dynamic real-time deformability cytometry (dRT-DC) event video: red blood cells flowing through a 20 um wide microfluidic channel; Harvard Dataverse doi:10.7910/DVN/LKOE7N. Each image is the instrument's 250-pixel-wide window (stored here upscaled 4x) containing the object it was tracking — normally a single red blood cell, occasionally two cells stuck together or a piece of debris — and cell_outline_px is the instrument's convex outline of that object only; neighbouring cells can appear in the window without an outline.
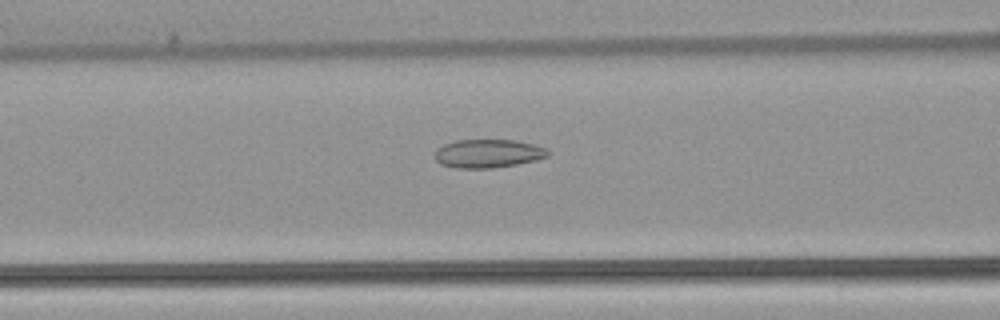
{"species": "common noctule bat (a hibernating species)", "species_latin": "Nyctalus noctula", "temperature_condition": "warm", "stored_images_in_passage": 53, "camera_frame_rate_fps": 3000, "um_per_image_px": 0.085, "animal": {"sex": "female", "body_mass_g": 22.7, "forearm_length_mm": 54.2}, "frame": {"image": 1, "passage_image": 22, "time_ms": 7.0, "image_size_px": [1000, 320], "cell_outline_px": [[548, 156], [536, 160], [516, 164], [492, 168], [456, 168], [440, 164], [436, 160], [436, 148], [444, 144], [456, 140], [516, 140], [532, 144], [544, 148], [548, 152]], "centroid_in_image_um": [41.45, 13.05], "position_along_channel_um": 125.2, "area_um2": 18.61}}
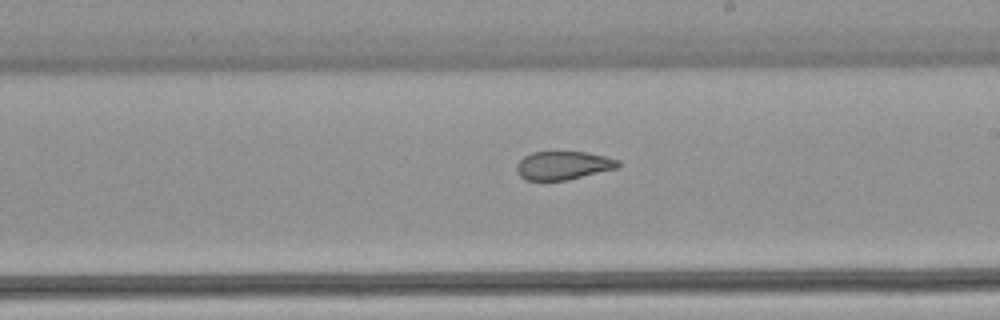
{"frame": {"image": 2, "passage_image": 31, "time_ms": 10.0, "image_size_px": [1000, 320], "cell_outline_px": [[620, 164], [616, 168], [568, 180], [524, 180], [516, 172], [516, 164], [524, 156], [532, 152], [584, 152], [608, 156], [620, 160]], "centroid_in_image_um": [47.86, 14.06], "position_along_channel_um": 241.1, "area_um2": 16.88}}
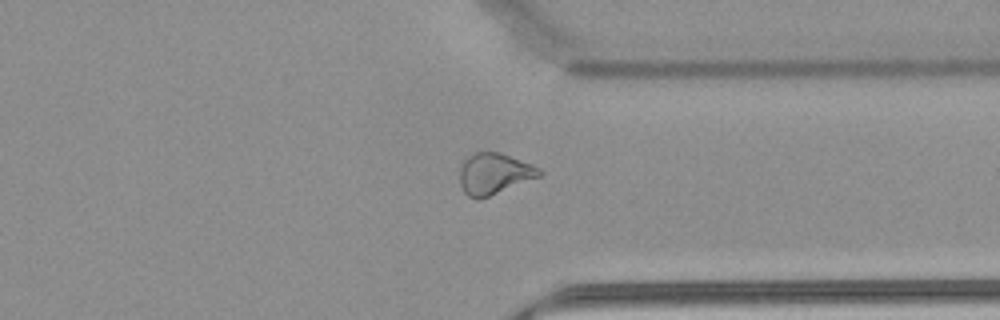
{"frame": {"image": 3, "passage_image": 41, "time_ms": 13.333, "image_size_px": [1000, 320], "cell_outline_px": [[544, 172], [540, 176], [480, 200], [476, 200], [468, 196], [464, 192], [460, 184], [460, 168], [464, 160], [468, 156], [476, 152], [496, 152], [532, 164], [540, 168]], "centroid_in_image_um": [41.99, 14.79], "position_along_channel_um": 369.4, "area_um2": 19.02}}